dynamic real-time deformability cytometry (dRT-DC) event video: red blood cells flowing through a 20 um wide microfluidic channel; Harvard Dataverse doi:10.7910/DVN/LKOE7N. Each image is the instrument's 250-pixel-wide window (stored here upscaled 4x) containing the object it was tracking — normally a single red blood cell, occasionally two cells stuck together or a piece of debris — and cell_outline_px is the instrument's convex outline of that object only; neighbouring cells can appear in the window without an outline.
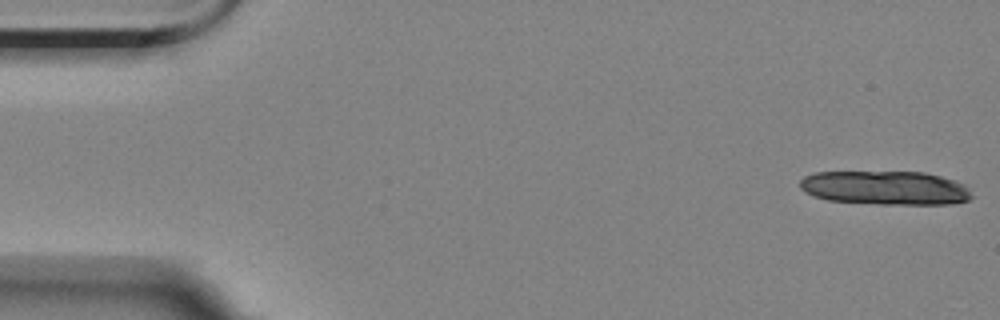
{"species": "Egyptian fruit bat (a non-hibernating species)", "species_latin": "Rousettus aegyptiacus", "temperature_condition": "room temperature", "stored_images_in_passage": 14, "camera_frame_rate_fps": 3000, "um_per_image_px": 0.085, "animal": {"sex": "female"}, "frame": {"image": 1, "passage_image": 1, "time_ms": 0.0, "image_size_px": [1000, 320], "cell_outline_px": [[972, 196], [968, 200], [952, 204], [880, 204], [828, 200], [804, 192], [800, 188], [800, 180], [804, 176], [816, 172], [924, 172], [956, 180], [968, 188]], "centroid_in_image_um": [75.25, 15.97], "position_along_channel_um": 9.7, "area_um2": 33.93}}